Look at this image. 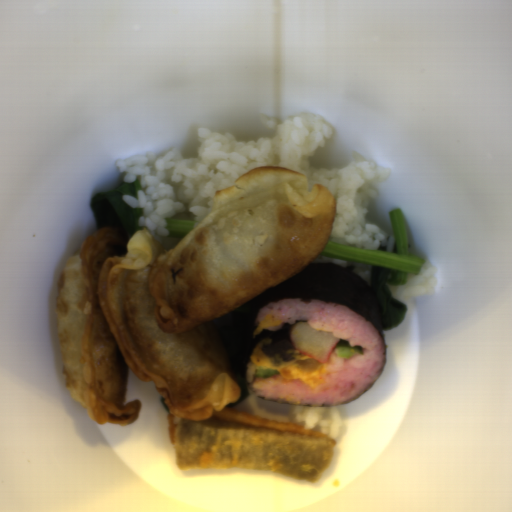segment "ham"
Segmentation results:
<instances>
[{
	"instance_id": "1",
	"label": "ham",
	"mask_w": 512,
	"mask_h": 512,
	"mask_svg": "<svg viewBox=\"0 0 512 512\" xmlns=\"http://www.w3.org/2000/svg\"><path fill=\"white\" fill-rule=\"evenodd\" d=\"M262 350L267 356L274 357L278 356L284 361H292L293 354L298 350L295 348L291 340L273 343L268 346H263Z\"/></svg>"
}]
</instances>
